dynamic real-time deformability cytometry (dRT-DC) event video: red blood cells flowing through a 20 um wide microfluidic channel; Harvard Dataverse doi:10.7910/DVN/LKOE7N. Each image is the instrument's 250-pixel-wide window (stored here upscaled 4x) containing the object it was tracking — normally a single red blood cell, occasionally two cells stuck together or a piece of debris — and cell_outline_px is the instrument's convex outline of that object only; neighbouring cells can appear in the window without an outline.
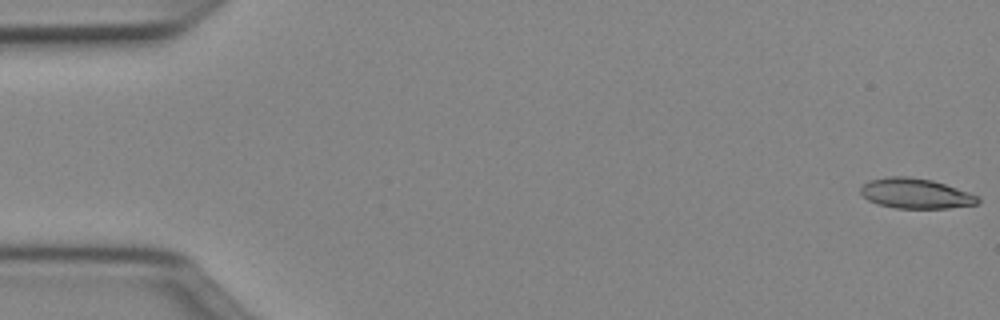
{"species": "Egyptian fruit bat (a non-hibernating species)", "species_latin": "Rousettus aegyptiacus", "temperature_condition": "cold", "stored_images_in_passage": 50, "camera_frame_rate_fps": 3000, "um_per_image_px": 0.085, "animal": {"sex": "female"}, "frame": {"image": 1, "passage_image": 1, "time_ms": 0.0, "image_size_px": [1000, 320], "cell_outline_px": [[980, 200], [976, 204], [948, 208], [896, 208], [880, 204], [868, 200], [860, 192], [860, 188], [868, 180], [888, 176], [908, 176], [932, 180], [980, 196]], "centroid_in_image_um": [77.82, 16.43], "position_along_channel_um": 7.2, "area_um2": 20.46}}
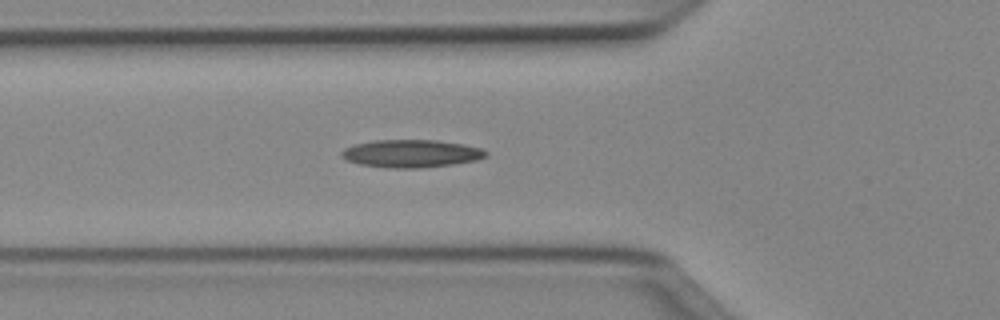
{"frame": {"image": 2, "passage_image": 18, "time_ms": 5.667, "image_size_px": [1000, 320], "cell_outline_px": [[488, 156], [476, 160], [452, 164], [420, 168], [392, 168], [360, 164], [348, 160], [340, 156], [340, 152], [344, 148], [352, 144], [376, 140], [436, 140], [464, 144], [480, 148], [488, 152]], "centroid_in_image_um": [34.94, 13.04], "position_along_channel_um": 90.9, "area_um2": 23.35}}
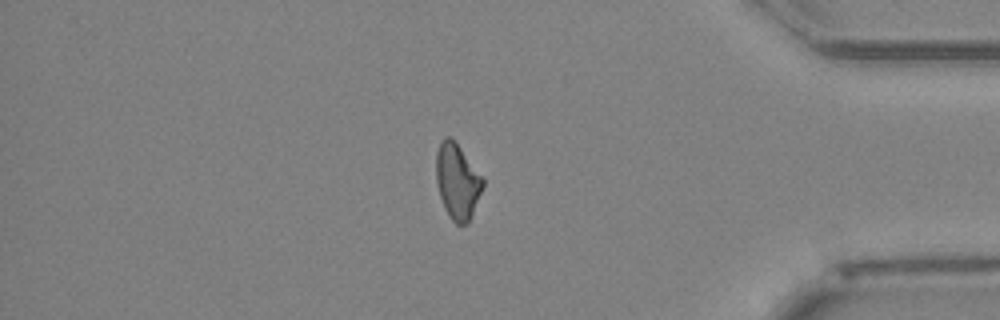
{"frame": {"image": 3, "passage_image": 43, "time_ms": 14.0, "image_size_px": [1000, 320], "cell_outline_px": [[484, 184], [472, 216], [468, 224], [456, 224], [452, 220], [444, 208], [440, 196], [436, 180], [436, 152], [440, 140], [444, 136], [448, 136], [456, 140], [484, 180]], "centroid_in_image_um": [38.86, 15.38], "position_along_channel_um": 396.3, "area_um2": 20.69}, "authors_computed_cell_mechanics": {"area_um2": 21.097, "velocity_mm_per_s": 4.0297, "shape_relaxation_time_tau1_ms": 9.0661, "shape_relaxation_time_tau2_ms": 4.6051, "deformation_change_tau1": 0.2109, "deformation_change_tau2": 0.1385}}